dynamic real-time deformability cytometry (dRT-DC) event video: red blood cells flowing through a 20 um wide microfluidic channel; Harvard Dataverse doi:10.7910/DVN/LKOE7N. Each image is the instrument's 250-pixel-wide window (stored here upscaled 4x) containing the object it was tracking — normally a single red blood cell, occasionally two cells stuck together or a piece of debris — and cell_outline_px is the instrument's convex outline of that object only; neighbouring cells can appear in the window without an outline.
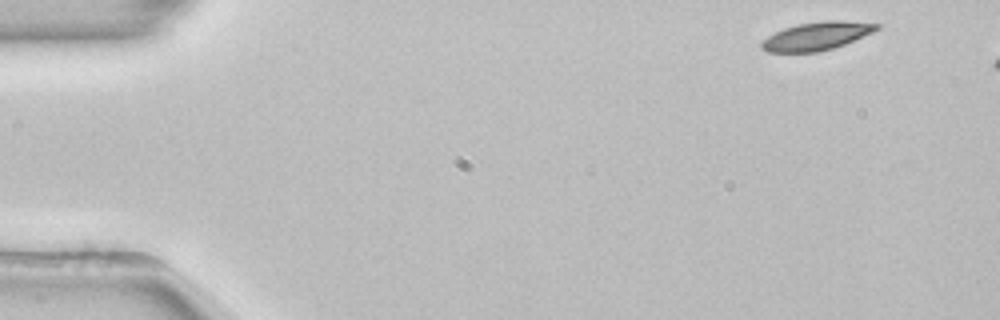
{"species": "common noctule bat (a hibernating species)", "species_latin": "Nyctalus noctula", "temperature_condition": "room temperature", "stored_images_in_passage": 7, "camera_frame_rate_fps": 3000, "um_per_image_px": 0.085, "animal": {"sex": "female", "body_mass_g": 22.7, "forearm_length_mm": 54.2}, "frame": {"image": 1, "passage_image": 1, "time_ms": 0.0, "image_size_px": [1000, 320], "cell_outline_px": [[880, 28], [872, 32], [844, 44], [832, 48], [816, 52], [768, 52], [760, 48], [760, 40], [784, 28], [796, 24], [824, 20], [840, 20], [880, 24]], "centroid_in_image_um": [69.37, 3.06], "position_along_channel_um": 15.6, "area_um2": 18.84}}